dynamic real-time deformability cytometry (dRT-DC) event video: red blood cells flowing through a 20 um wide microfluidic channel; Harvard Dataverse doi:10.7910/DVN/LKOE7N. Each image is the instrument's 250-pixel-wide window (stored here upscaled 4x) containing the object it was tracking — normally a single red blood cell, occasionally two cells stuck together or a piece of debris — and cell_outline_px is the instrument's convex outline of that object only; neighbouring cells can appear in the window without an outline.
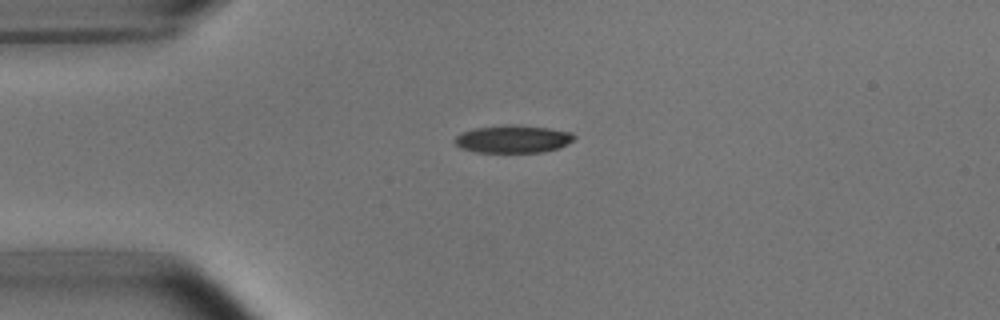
{"species": "common noctule bat (a hibernating species)", "species_latin": "Nyctalus noctula", "temperature_condition": "room temperature", "stored_images_in_passage": 41, "camera_frame_rate_fps": 3000, "um_per_image_px": 0.085, "animal": {"sex": "male", "body_mass_g": 15.6}, "frame": {"image": 1, "passage_image": 1, "time_ms": 0.0, "image_size_px": [1000, 320], "cell_outline_px": [[576, 136], [572, 140], [560, 148], [540, 152], [476, 152], [460, 148], [452, 140], [460, 132], [472, 128], [504, 124], [516, 124], [548, 128], [572, 132]], "centroid_in_image_um": [43.55, 11.8], "position_along_channel_um": 41.4, "area_um2": 19.54}}
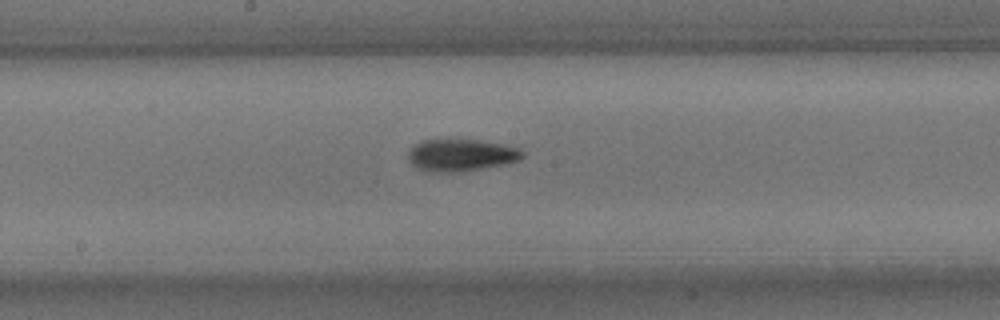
{"frame": {"image": 2, "passage_image": 16, "time_ms": 5.0, "image_size_px": [1000, 320], "cell_outline_px": [[524, 156], [520, 160], [504, 164], [460, 172], [428, 172], [416, 168], [408, 160], [408, 152], [412, 144], [424, 140], [480, 140], [504, 144], [520, 148], [524, 152]], "centroid_in_image_um": [39.18, 13.19], "position_along_channel_um": 209.0, "area_um2": 21.62}}
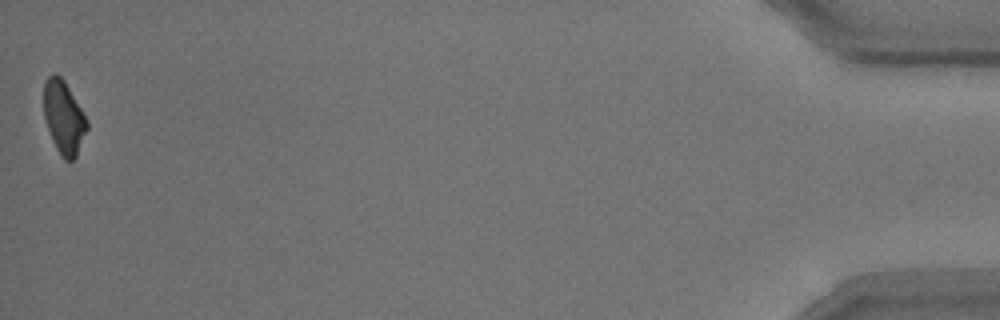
{"frame": {"image": 3, "passage_image": 41, "time_ms": 13.333, "image_size_px": [1000, 320], "cell_outline_px": [[88, 128], [76, 156], [72, 160], [64, 160], [60, 156], [52, 140], [44, 116], [44, 80], [48, 76], [56, 72], [64, 80], [88, 120]], "centroid_in_image_um": [5.42, 9.97], "position_along_channel_um": 429.8, "area_um2": 18.38}, "authors_computed_cell_mechanics": {"area_um2": 20.2878, "velocity_mm_per_s": 3.7761, "shape_relaxation_time_tau1_ms": 3.4742, "shape_relaxation_time_tau2_ms": 3.2488, "deformation_change_tau1": 0.1295, "deformation_change_tau2": 0.1032}}